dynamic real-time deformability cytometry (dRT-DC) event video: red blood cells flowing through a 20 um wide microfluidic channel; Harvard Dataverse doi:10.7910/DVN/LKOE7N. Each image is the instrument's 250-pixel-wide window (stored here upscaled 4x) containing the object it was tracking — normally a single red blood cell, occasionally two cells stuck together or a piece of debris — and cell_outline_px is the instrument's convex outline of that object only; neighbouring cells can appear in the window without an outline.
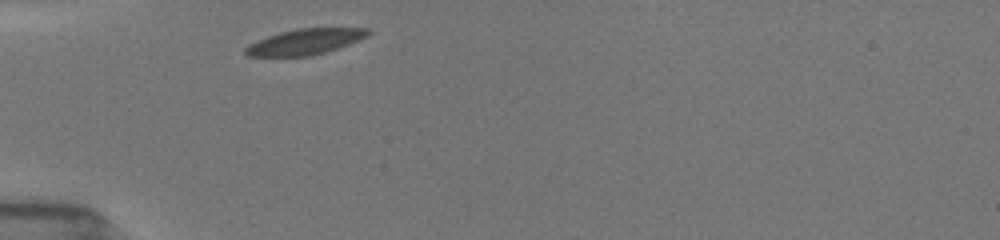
{"species": "common noctule bat (a hibernating species)", "species_latin": "Nyctalus noctula", "temperature_condition": "room temperature", "stored_images_in_passage": 8, "camera_frame_rate_fps": 3000, "um_per_image_px": 0.085, "animal": {"sex": "female", "body_mass_g": 19.5, "forearm_length_mm": 54.1}, "frame": {"image": 1, "passage_image": 1, "time_ms": 0.0, "image_size_px": [1000, 240], "cell_outline_px": [[372, 32], [368, 36], [348, 44], [324, 52], [308, 56], [248, 56], [244, 52], [244, 48], [248, 44], [268, 36], [280, 32], [296, 28], [368, 28]], "centroid_in_image_um": [25.91, 3.54], "position_along_channel_um": 59.1, "area_um2": 18.21}}
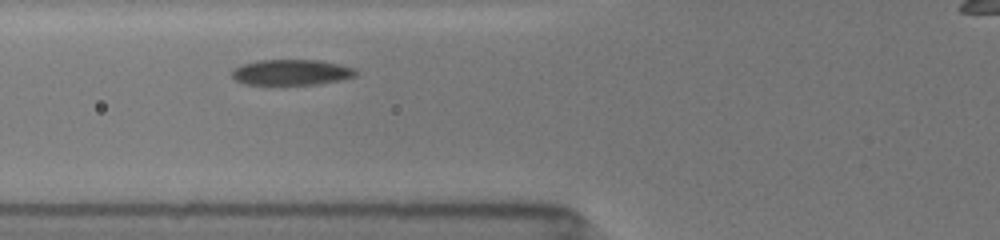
{"frame": {"image": 2, "passage_image": 5, "time_ms": 1.333, "image_size_px": [1000, 240], "cell_outline_px": [[356, 76], [340, 80], [316, 84], [244, 84], [236, 80], [232, 76], [232, 68], [256, 60], [320, 60], [340, 64], [356, 68]], "centroid_in_image_um": [24.78, 6.13], "position_along_channel_um": 101.0, "area_um2": 18.5}}
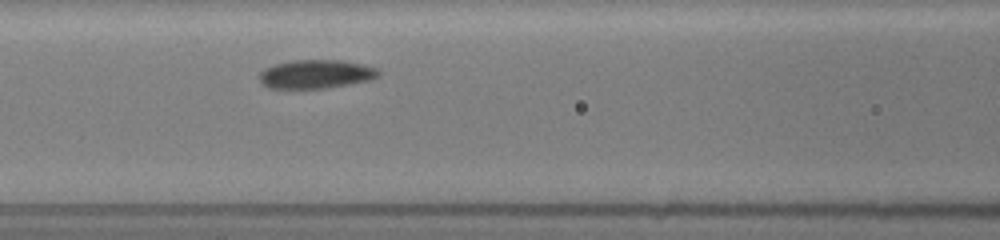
{"frame": {"image": 3, "passage_image": 8, "time_ms": 2.333, "image_size_px": [1000, 240], "cell_outline_px": [[380, 76], [372, 80], [324, 88], [268, 88], [260, 80], [260, 72], [264, 68], [276, 64], [296, 60], [340, 60], [364, 64], [376, 68], [380, 72]], "centroid_in_image_um": [26.9, 6.29], "position_along_channel_um": 139.7, "area_um2": 19.83}}